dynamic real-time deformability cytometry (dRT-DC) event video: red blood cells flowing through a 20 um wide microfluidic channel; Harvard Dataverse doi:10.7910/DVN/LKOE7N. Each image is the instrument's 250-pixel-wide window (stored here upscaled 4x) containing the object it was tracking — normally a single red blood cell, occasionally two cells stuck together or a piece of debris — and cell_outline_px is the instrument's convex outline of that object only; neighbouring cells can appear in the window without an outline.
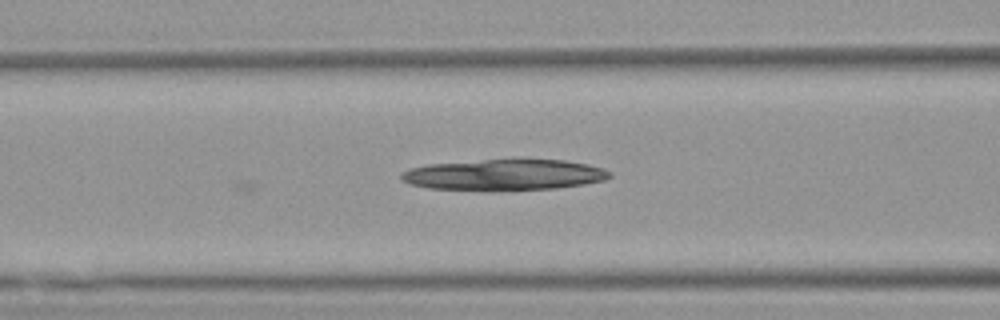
{"species": "Egyptian fruit bat (a non-hibernating species)", "species_latin": "Rousettus aegyptiacus", "temperature_condition": "warm", "stored_images_in_passage": 10, "camera_frame_rate_fps": 3000, "um_per_image_px": 0.085, "animal": {"sex": "female"}, "frame": {"image": 1, "passage_image": 6, "time_ms": 1.667, "image_size_px": [1000, 320], "cell_outline_px": [[612, 176], [604, 180], [584, 184], [556, 188], [500, 192], [488, 192], [428, 188], [408, 184], [400, 180], [400, 176], [408, 168], [428, 164], [484, 160], [564, 160], [588, 164], [604, 168], [612, 172]], "centroid_in_image_um": [42.83, 14.89], "position_along_channel_um": 123.8, "area_um2": 38.44}}
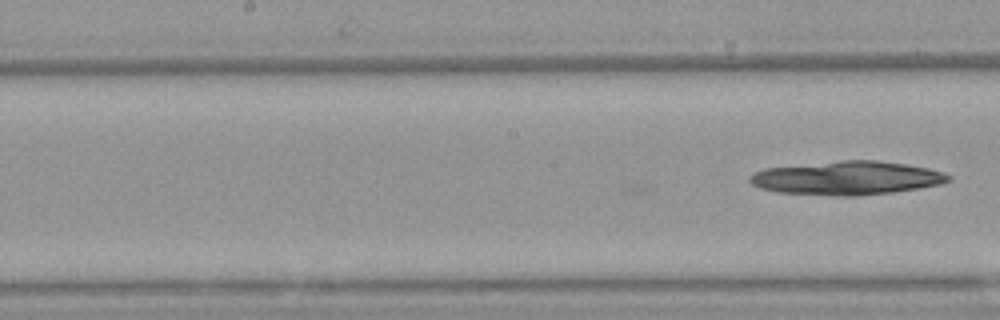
{"frame": {"image": 2, "passage_image": 10, "time_ms": 3.0, "image_size_px": [1000, 320], "cell_outline_px": [[952, 180], [940, 184], [892, 192], [852, 196], [836, 196], [776, 192], [760, 188], [752, 184], [748, 180], [748, 176], [752, 172], [764, 168], [840, 160], [880, 160], [928, 168], [944, 172], [952, 176]], "centroid_in_image_um": [71.95, 15.12], "position_along_channel_um": 176.3, "area_um2": 39.13}}